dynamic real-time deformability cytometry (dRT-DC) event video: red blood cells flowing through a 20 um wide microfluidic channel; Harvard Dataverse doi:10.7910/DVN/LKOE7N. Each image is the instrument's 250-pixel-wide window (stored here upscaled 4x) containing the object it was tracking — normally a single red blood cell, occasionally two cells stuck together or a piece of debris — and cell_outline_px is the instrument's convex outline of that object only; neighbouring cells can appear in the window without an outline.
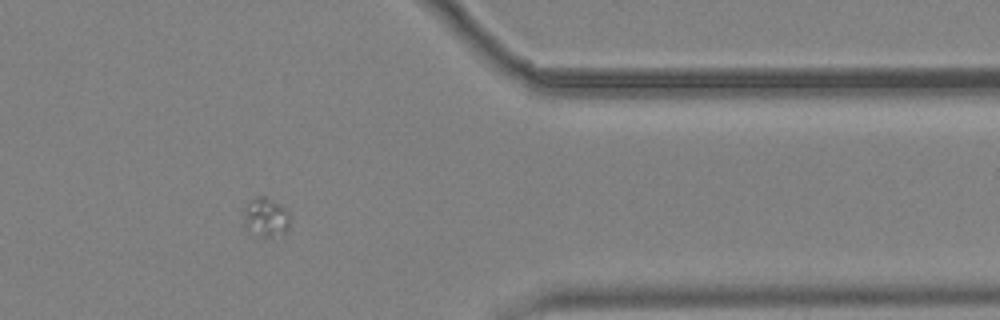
{"species": "common noctule bat (a hibernating species)", "species_latin": "Nyctalus noctula", "temperature_condition": "cold", "stored_images_in_passage": 49, "camera_frame_rate_fps": 3000, "um_per_image_px": 0.085, "animal": {"sex": "male", "body_mass_g": 19.2, "forearm_length_mm": 51.8}, "frame": {"image": 1, "passage_image": 38, "time_ms": 12.333, "image_size_px": [1000, 320], "cell_outline_px": [[288, 232], [272, 236], [256, 236], [248, 232], [244, 228], [244, 220], [248, 204], [256, 196], [264, 196], [284, 208], [288, 212]], "centroid_in_image_um": [22.58, 18.52], "position_along_channel_um": 388.8, "area_um2": 10.23}}